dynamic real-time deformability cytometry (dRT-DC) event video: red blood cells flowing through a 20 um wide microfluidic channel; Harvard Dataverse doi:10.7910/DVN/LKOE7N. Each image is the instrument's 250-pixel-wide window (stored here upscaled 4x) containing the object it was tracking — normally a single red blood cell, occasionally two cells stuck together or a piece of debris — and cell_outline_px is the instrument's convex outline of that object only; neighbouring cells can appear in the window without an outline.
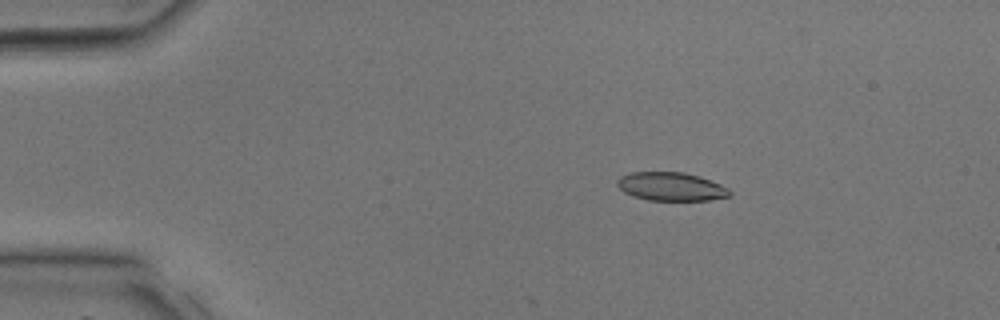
{"species": "common noctule bat (a hibernating species)", "species_latin": "Nyctalus noctula", "temperature_condition": "room temperature", "stored_images_in_passage": 37, "camera_frame_rate_fps": 3000, "um_per_image_px": 0.085, "animal": {"sex": "male", "body_mass_g": 17.9, "forearm_length_mm": 54.2}, "frame": {"image": 1, "passage_image": 6, "time_ms": 1.667, "image_size_px": [1000, 320], "cell_outline_px": [[732, 196], [708, 200], [648, 200], [632, 196], [624, 192], [616, 184], [616, 180], [620, 176], [632, 172], [684, 172], [700, 176], [720, 184], [728, 188], [732, 192]], "centroid_in_image_um": [57.04, 15.85], "position_along_channel_um": 28.0, "area_um2": 18.79}}
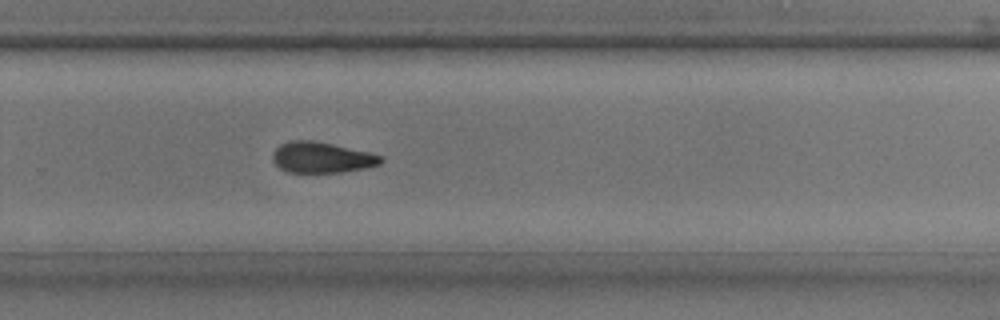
{"frame": {"image": 2, "passage_image": 25, "time_ms": 8.0, "image_size_px": [1000, 320], "cell_outline_px": [[384, 160], [380, 164], [364, 168], [340, 172], [288, 172], [280, 168], [272, 160], [272, 152], [280, 144], [292, 140], [312, 140], [332, 144], [368, 152], [384, 156]], "centroid_in_image_um": [27.33, 13.38], "position_along_channel_um": 302.5, "area_um2": 19.36}}
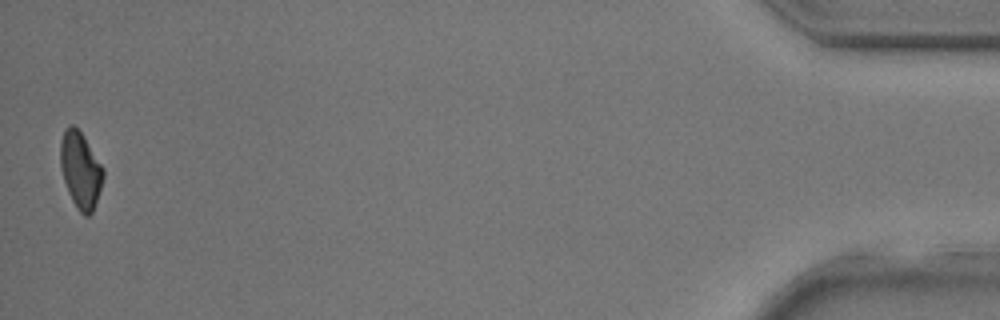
{"frame": {"image": 3, "passage_image": 37, "time_ms": 12.0, "image_size_px": [1000, 320], "cell_outline_px": [[104, 176], [92, 212], [88, 216], [84, 216], [76, 208], [68, 192], [64, 180], [60, 164], [60, 140], [64, 128], [68, 124], [72, 124], [84, 136], [104, 168]], "centroid_in_image_um": [6.83, 14.42], "position_along_channel_um": 428.4, "area_um2": 19.07}}